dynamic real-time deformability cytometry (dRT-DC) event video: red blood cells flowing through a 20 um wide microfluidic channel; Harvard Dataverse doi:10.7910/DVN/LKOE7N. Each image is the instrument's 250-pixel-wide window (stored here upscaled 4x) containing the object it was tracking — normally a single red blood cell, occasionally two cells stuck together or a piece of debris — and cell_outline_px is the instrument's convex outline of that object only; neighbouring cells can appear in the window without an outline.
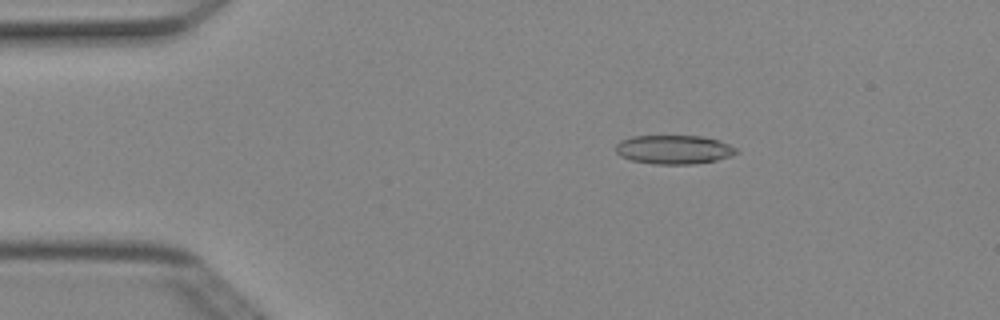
{"species": "Egyptian fruit bat (a non-hibernating species)", "species_latin": "Rousettus aegyptiacus", "temperature_condition": "cold", "stored_images_in_passage": 3, "camera_frame_rate_fps": 3000, "um_per_image_px": 0.085, "animal": {"sex": "female"}, "frame": {"image": 1, "passage_image": 1, "time_ms": 0.0, "image_size_px": [1000, 320], "cell_outline_px": [[740, 152], [732, 156], [716, 160], [692, 164], [656, 164], [632, 160], [620, 156], [616, 152], [616, 144], [620, 140], [632, 136], [700, 136], [720, 140], [736, 148]], "centroid_in_image_um": [57.29, 12.71], "position_along_channel_um": 27.7, "area_um2": 20.35}}
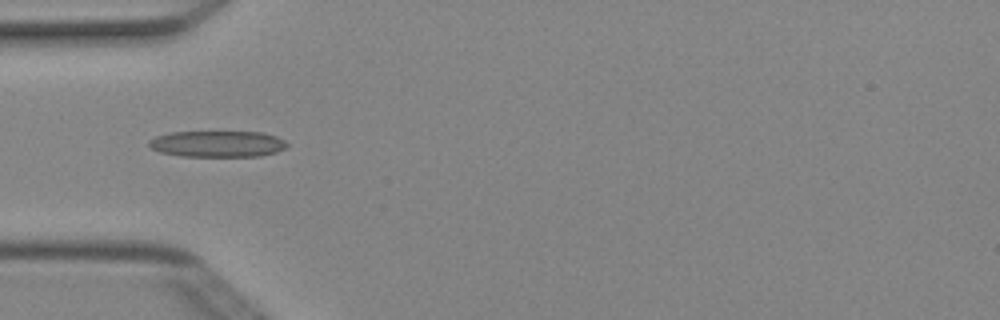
{"frame": {"image": 2, "passage_image": 3, "time_ms": 0.667, "image_size_px": [1000, 320], "cell_outline_px": [[288, 148], [276, 152], [260, 156], [180, 156], [160, 152], [152, 148], [148, 144], [148, 140], [156, 136], [168, 132], [264, 132], [276, 136], [284, 140], [288, 144]], "centroid_in_image_um": [18.5, 12.23], "position_along_channel_um": 66.5, "area_um2": 21.27}}